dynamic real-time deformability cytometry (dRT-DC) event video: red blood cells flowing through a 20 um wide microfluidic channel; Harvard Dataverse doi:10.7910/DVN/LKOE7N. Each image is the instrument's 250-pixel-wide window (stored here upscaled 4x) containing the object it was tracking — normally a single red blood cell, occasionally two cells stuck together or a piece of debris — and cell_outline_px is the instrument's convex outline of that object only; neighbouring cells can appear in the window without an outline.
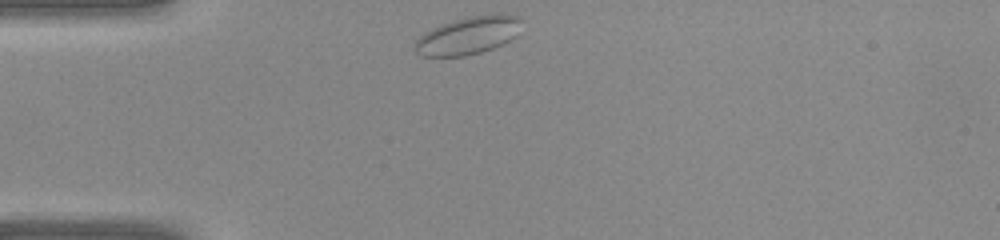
{"species": "common noctule bat (a hibernating species)", "species_latin": "Nyctalus noctula", "temperature_condition": "warm", "stored_images_in_passage": 26, "camera_frame_rate_fps": 3000, "um_per_image_px": 0.085, "animal": {"sex": "female", "body_mass_g": 22.0, "forearm_length_mm": 56.7}, "frame": {"image": 1, "passage_image": 1, "time_ms": 0.0, "image_size_px": [1000, 240], "cell_outline_px": [[520, 20], [516, 36], [492, 48], [480, 52], [464, 56], [420, 56], [416, 52], [416, 40], [424, 32], [432, 28], [452, 20], [468, 16], [496, 12], [520, 16]], "centroid_in_image_um": [39.79, 2.98], "position_along_channel_um": 45.2, "area_um2": 23.41}}
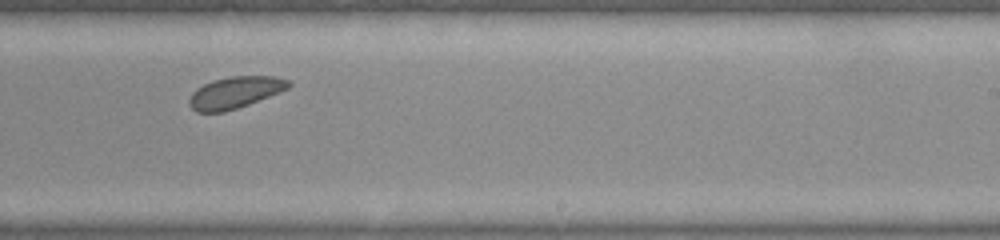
{"frame": {"image": 2, "passage_image": 16, "time_ms": 5.0, "image_size_px": [1000, 240], "cell_outline_px": [[292, 84], [288, 88], [280, 92], [248, 104], [224, 112], [196, 112], [188, 104], [188, 100], [192, 92], [196, 88], [204, 84], [216, 80], [232, 76], [276, 76], [288, 80]], "centroid_in_image_um": [19.97, 7.86], "position_along_channel_um": 269.0, "area_um2": 18.21}}
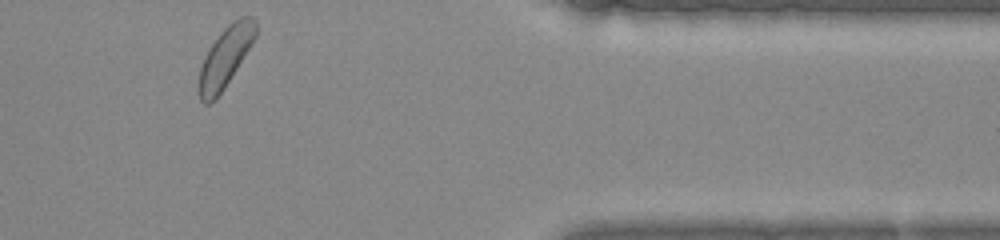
{"frame": {"image": 3, "passage_image": 25, "time_ms": 8.0, "image_size_px": [1000, 240], "cell_outline_px": [[256, 36], [224, 88], [216, 100], [208, 104], [204, 104], [200, 100], [200, 68], [204, 56], [220, 32], [232, 20], [240, 16], [252, 16], [256, 20]], "centroid_in_image_um": [19.16, 4.82], "position_along_channel_um": 392.2, "area_um2": 19.54}}